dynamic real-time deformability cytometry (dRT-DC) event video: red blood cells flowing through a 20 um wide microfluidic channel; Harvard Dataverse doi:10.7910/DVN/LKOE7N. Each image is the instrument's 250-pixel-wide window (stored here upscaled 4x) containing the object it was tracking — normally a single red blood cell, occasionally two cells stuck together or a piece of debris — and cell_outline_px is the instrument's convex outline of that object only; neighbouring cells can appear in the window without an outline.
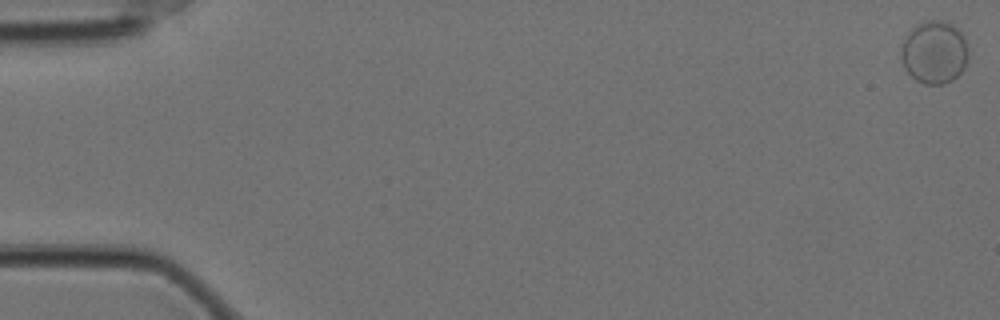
{"species": "Egyptian fruit bat (a non-hibernating species)", "species_latin": "Rousettus aegyptiacus", "temperature_condition": "cold", "stored_images_in_passage": 59, "camera_frame_rate_fps": 3000, "um_per_image_px": 0.085, "animal": {"sex": "female"}, "frame": {"image": 1, "passage_image": 1, "time_ms": 0.0, "image_size_px": [1000, 320], "cell_outline_px": [[968, 60], [964, 68], [952, 80], [944, 84], [924, 84], [916, 80], [904, 68], [900, 56], [900, 52], [904, 40], [908, 32], [912, 28], [928, 20], [940, 20], [952, 24], [964, 36], [968, 48]], "centroid_in_image_um": [79.42, 4.45], "position_along_channel_um": 5.6, "area_um2": 24.62}}
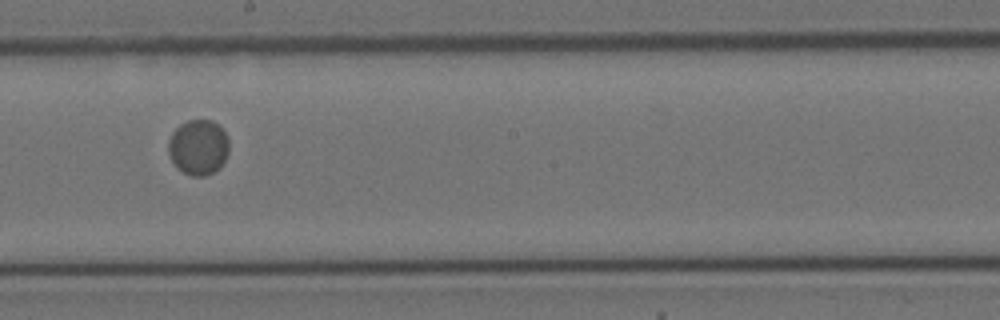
{"frame": {"image": 2, "passage_image": 34, "time_ms": 11.0, "image_size_px": [1000, 320], "cell_outline_px": [[228, 152], [224, 160], [212, 172], [204, 176], [192, 176], [176, 168], [168, 152], [168, 140], [172, 132], [180, 124], [188, 120], [212, 120], [220, 124], [228, 136]], "centroid_in_image_um": [16.85, 12.48], "position_along_channel_um": 231.4, "area_um2": 19.59}}
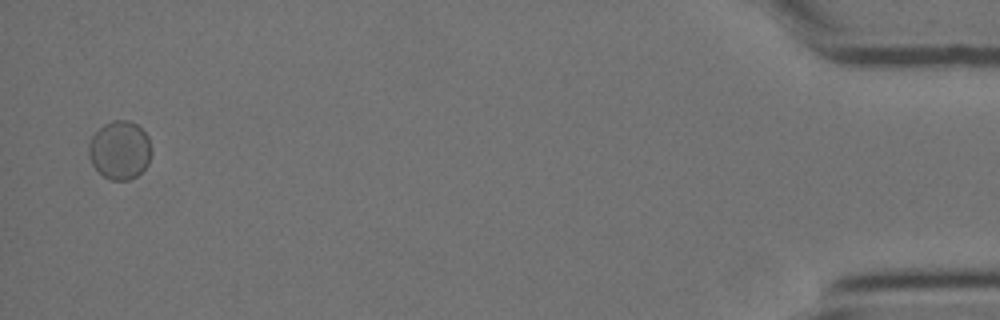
{"frame": {"image": 3, "passage_image": 58, "time_ms": 19.0, "image_size_px": [1000, 320], "cell_outline_px": [[152, 152], [148, 164], [136, 176], [128, 180], [112, 180], [104, 176], [92, 164], [88, 156], [88, 144], [92, 136], [104, 124], [112, 120], [128, 120], [136, 124], [148, 136], [152, 148]], "centroid_in_image_um": [10.19, 12.75], "position_along_channel_um": 425.0, "area_um2": 21.39}}